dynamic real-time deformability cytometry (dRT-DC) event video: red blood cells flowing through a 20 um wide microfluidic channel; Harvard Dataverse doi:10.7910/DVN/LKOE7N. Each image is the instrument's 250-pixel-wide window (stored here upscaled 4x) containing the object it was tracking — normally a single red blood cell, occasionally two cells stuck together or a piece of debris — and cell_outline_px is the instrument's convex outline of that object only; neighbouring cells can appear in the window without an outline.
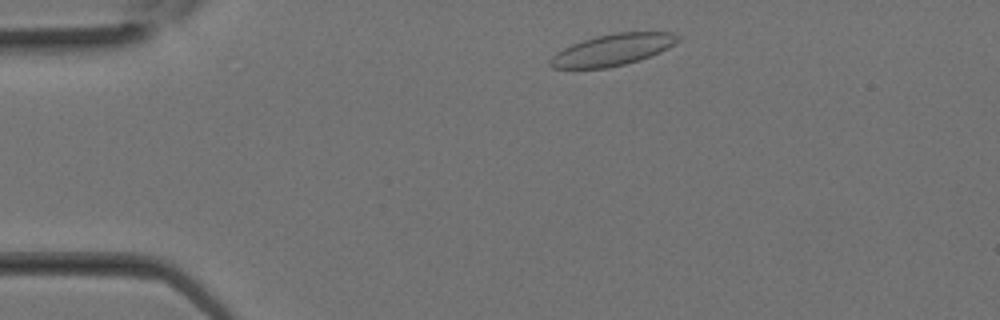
{"species": "Egyptian fruit bat (a non-hibernating species)", "species_latin": "Rousettus aegyptiacus", "temperature_condition": "room temperature", "stored_images_in_passage": 7, "camera_frame_rate_fps": 3000, "um_per_image_px": 0.085, "animal": {"sex": "female"}, "frame": {"image": 1, "passage_image": 2, "time_ms": 0.333, "image_size_px": [1000, 320], "cell_outline_px": [[680, 40], [668, 48], [660, 52], [640, 60], [608, 68], [552, 68], [548, 64], [548, 60], [556, 52], [572, 44], [596, 36], [616, 32], [672, 32], [680, 36]], "centroid_in_image_um": [52.07, 4.23], "position_along_channel_um": 32.9, "area_um2": 23.47}}
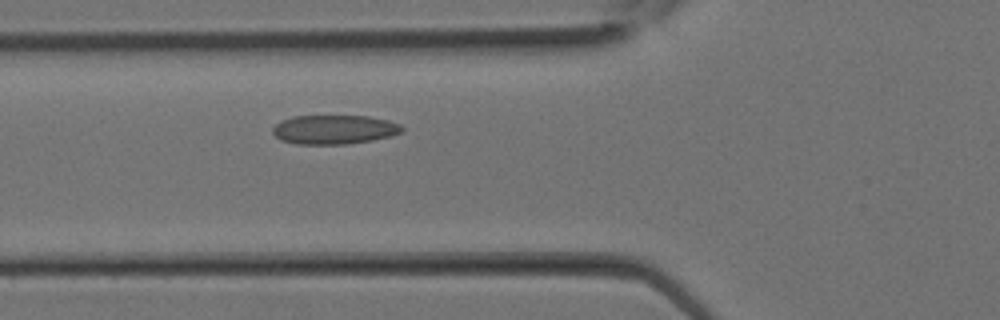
{"frame": {"image": 2, "passage_image": 7, "time_ms": 2.0, "image_size_px": [1000, 320], "cell_outline_px": [[404, 128], [400, 132], [392, 136], [372, 140], [344, 144], [296, 144], [280, 140], [272, 132], [272, 128], [280, 120], [292, 116], [368, 116], [388, 120], [400, 124]], "centroid_in_image_um": [28.38, 11.01], "position_along_channel_um": 97.4, "area_um2": 22.02}}